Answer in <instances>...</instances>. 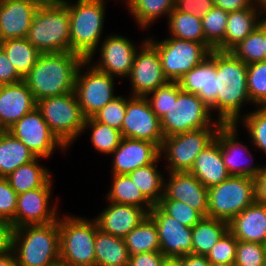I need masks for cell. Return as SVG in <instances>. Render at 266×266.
<instances>
[{
    "instance_id": "8992f818",
    "label": "cell",
    "mask_w": 266,
    "mask_h": 266,
    "mask_svg": "<svg viewBox=\"0 0 266 266\" xmlns=\"http://www.w3.org/2000/svg\"><path fill=\"white\" fill-rule=\"evenodd\" d=\"M59 215L60 260L74 266H95L94 243L98 224L72 214Z\"/></svg>"
},
{
    "instance_id": "4dcf8cb0",
    "label": "cell",
    "mask_w": 266,
    "mask_h": 266,
    "mask_svg": "<svg viewBox=\"0 0 266 266\" xmlns=\"http://www.w3.org/2000/svg\"><path fill=\"white\" fill-rule=\"evenodd\" d=\"M35 158L33 153L11 133H0V177L6 178L19 166Z\"/></svg>"
},
{
    "instance_id": "52a82bcc",
    "label": "cell",
    "mask_w": 266,
    "mask_h": 266,
    "mask_svg": "<svg viewBox=\"0 0 266 266\" xmlns=\"http://www.w3.org/2000/svg\"><path fill=\"white\" fill-rule=\"evenodd\" d=\"M36 108L52 133L67 149L82 136L86 118L82 114L75 92L40 99Z\"/></svg>"
},
{
    "instance_id": "5b68a950",
    "label": "cell",
    "mask_w": 266,
    "mask_h": 266,
    "mask_svg": "<svg viewBox=\"0 0 266 266\" xmlns=\"http://www.w3.org/2000/svg\"><path fill=\"white\" fill-rule=\"evenodd\" d=\"M26 39L40 53L70 52V18L67 6L38 7Z\"/></svg>"
},
{
    "instance_id": "f907efd6",
    "label": "cell",
    "mask_w": 266,
    "mask_h": 266,
    "mask_svg": "<svg viewBox=\"0 0 266 266\" xmlns=\"http://www.w3.org/2000/svg\"><path fill=\"white\" fill-rule=\"evenodd\" d=\"M214 7L213 0H175L174 9L202 18Z\"/></svg>"
},
{
    "instance_id": "8d00e7d4",
    "label": "cell",
    "mask_w": 266,
    "mask_h": 266,
    "mask_svg": "<svg viewBox=\"0 0 266 266\" xmlns=\"http://www.w3.org/2000/svg\"><path fill=\"white\" fill-rule=\"evenodd\" d=\"M124 242L130 256L143 252H160L157 226L149 215L124 237Z\"/></svg>"
},
{
    "instance_id": "9f6ffc18",
    "label": "cell",
    "mask_w": 266,
    "mask_h": 266,
    "mask_svg": "<svg viewBox=\"0 0 266 266\" xmlns=\"http://www.w3.org/2000/svg\"><path fill=\"white\" fill-rule=\"evenodd\" d=\"M256 181V201L266 204V166L255 178Z\"/></svg>"
},
{
    "instance_id": "03108f58",
    "label": "cell",
    "mask_w": 266,
    "mask_h": 266,
    "mask_svg": "<svg viewBox=\"0 0 266 266\" xmlns=\"http://www.w3.org/2000/svg\"><path fill=\"white\" fill-rule=\"evenodd\" d=\"M261 23L266 27V13H261Z\"/></svg>"
},
{
    "instance_id": "ee69618b",
    "label": "cell",
    "mask_w": 266,
    "mask_h": 266,
    "mask_svg": "<svg viewBox=\"0 0 266 266\" xmlns=\"http://www.w3.org/2000/svg\"><path fill=\"white\" fill-rule=\"evenodd\" d=\"M178 82H168L149 93L146 98L149 101L152 111L161 119L172 106L173 99H177L181 92Z\"/></svg>"
},
{
    "instance_id": "b9f144b4",
    "label": "cell",
    "mask_w": 266,
    "mask_h": 266,
    "mask_svg": "<svg viewBox=\"0 0 266 266\" xmlns=\"http://www.w3.org/2000/svg\"><path fill=\"white\" fill-rule=\"evenodd\" d=\"M228 12L218 7H213L202 19L205 43L215 50L225 38Z\"/></svg>"
},
{
    "instance_id": "e7e4bbea",
    "label": "cell",
    "mask_w": 266,
    "mask_h": 266,
    "mask_svg": "<svg viewBox=\"0 0 266 266\" xmlns=\"http://www.w3.org/2000/svg\"><path fill=\"white\" fill-rule=\"evenodd\" d=\"M52 266H74V265H70L68 263H65V262L59 260V261L55 262Z\"/></svg>"
},
{
    "instance_id": "7a4b0ae2",
    "label": "cell",
    "mask_w": 266,
    "mask_h": 266,
    "mask_svg": "<svg viewBox=\"0 0 266 266\" xmlns=\"http://www.w3.org/2000/svg\"><path fill=\"white\" fill-rule=\"evenodd\" d=\"M84 60L74 52L41 53L24 81L36 101L74 92L76 74Z\"/></svg>"
},
{
    "instance_id": "f5cc1de1",
    "label": "cell",
    "mask_w": 266,
    "mask_h": 266,
    "mask_svg": "<svg viewBox=\"0 0 266 266\" xmlns=\"http://www.w3.org/2000/svg\"><path fill=\"white\" fill-rule=\"evenodd\" d=\"M167 257L161 252H143L130 256L128 266H163Z\"/></svg>"
},
{
    "instance_id": "d6986e66",
    "label": "cell",
    "mask_w": 266,
    "mask_h": 266,
    "mask_svg": "<svg viewBox=\"0 0 266 266\" xmlns=\"http://www.w3.org/2000/svg\"><path fill=\"white\" fill-rule=\"evenodd\" d=\"M148 215L157 226L160 252L167 258L192 253V228L182 225L154 205Z\"/></svg>"
},
{
    "instance_id": "603a6c76",
    "label": "cell",
    "mask_w": 266,
    "mask_h": 266,
    "mask_svg": "<svg viewBox=\"0 0 266 266\" xmlns=\"http://www.w3.org/2000/svg\"><path fill=\"white\" fill-rule=\"evenodd\" d=\"M36 107L37 101L24 80L0 85V128L3 131Z\"/></svg>"
},
{
    "instance_id": "db71d44e",
    "label": "cell",
    "mask_w": 266,
    "mask_h": 266,
    "mask_svg": "<svg viewBox=\"0 0 266 266\" xmlns=\"http://www.w3.org/2000/svg\"><path fill=\"white\" fill-rule=\"evenodd\" d=\"M14 230L12 222L0 219V256L12 251Z\"/></svg>"
},
{
    "instance_id": "836d02e7",
    "label": "cell",
    "mask_w": 266,
    "mask_h": 266,
    "mask_svg": "<svg viewBox=\"0 0 266 266\" xmlns=\"http://www.w3.org/2000/svg\"><path fill=\"white\" fill-rule=\"evenodd\" d=\"M229 230V223L203 217L192 227V254L207 255L212 247Z\"/></svg>"
},
{
    "instance_id": "6f0895ef",
    "label": "cell",
    "mask_w": 266,
    "mask_h": 266,
    "mask_svg": "<svg viewBox=\"0 0 266 266\" xmlns=\"http://www.w3.org/2000/svg\"><path fill=\"white\" fill-rule=\"evenodd\" d=\"M183 266H210L209 260L205 255L187 254L182 256Z\"/></svg>"
},
{
    "instance_id": "ab89813d",
    "label": "cell",
    "mask_w": 266,
    "mask_h": 266,
    "mask_svg": "<svg viewBox=\"0 0 266 266\" xmlns=\"http://www.w3.org/2000/svg\"><path fill=\"white\" fill-rule=\"evenodd\" d=\"M230 52L246 65L265 61L264 25L260 22L259 26L234 46Z\"/></svg>"
},
{
    "instance_id": "4fadbf2b",
    "label": "cell",
    "mask_w": 266,
    "mask_h": 266,
    "mask_svg": "<svg viewBox=\"0 0 266 266\" xmlns=\"http://www.w3.org/2000/svg\"><path fill=\"white\" fill-rule=\"evenodd\" d=\"M142 39L144 40L136 46L134 41L121 33H110L102 39L101 44L87 60L97 70L119 78L120 82L122 78L129 77L136 52L147 41V37ZM96 54L99 55L98 58L95 57ZM93 58H97V61Z\"/></svg>"
},
{
    "instance_id": "f546056e",
    "label": "cell",
    "mask_w": 266,
    "mask_h": 266,
    "mask_svg": "<svg viewBox=\"0 0 266 266\" xmlns=\"http://www.w3.org/2000/svg\"><path fill=\"white\" fill-rule=\"evenodd\" d=\"M41 160L43 158L36 157L33 161L19 166L6 177L9 185L18 195L41 188L52 178V171L43 166L39 162Z\"/></svg>"
},
{
    "instance_id": "7bdbcfd3",
    "label": "cell",
    "mask_w": 266,
    "mask_h": 266,
    "mask_svg": "<svg viewBox=\"0 0 266 266\" xmlns=\"http://www.w3.org/2000/svg\"><path fill=\"white\" fill-rule=\"evenodd\" d=\"M247 88L252 106L266 105V61L247 65Z\"/></svg>"
},
{
    "instance_id": "bcb514c9",
    "label": "cell",
    "mask_w": 266,
    "mask_h": 266,
    "mask_svg": "<svg viewBox=\"0 0 266 266\" xmlns=\"http://www.w3.org/2000/svg\"><path fill=\"white\" fill-rule=\"evenodd\" d=\"M235 264L237 266H266V245L238 240Z\"/></svg>"
},
{
    "instance_id": "f35d334b",
    "label": "cell",
    "mask_w": 266,
    "mask_h": 266,
    "mask_svg": "<svg viewBox=\"0 0 266 266\" xmlns=\"http://www.w3.org/2000/svg\"><path fill=\"white\" fill-rule=\"evenodd\" d=\"M166 19L168 36L193 42H205L201 18L173 9Z\"/></svg>"
},
{
    "instance_id": "ac0fdd59",
    "label": "cell",
    "mask_w": 266,
    "mask_h": 266,
    "mask_svg": "<svg viewBox=\"0 0 266 266\" xmlns=\"http://www.w3.org/2000/svg\"><path fill=\"white\" fill-rule=\"evenodd\" d=\"M131 96L146 97L167 84L158 51L146 41L136 52L129 77Z\"/></svg>"
},
{
    "instance_id": "4316f807",
    "label": "cell",
    "mask_w": 266,
    "mask_h": 266,
    "mask_svg": "<svg viewBox=\"0 0 266 266\" xmlns=\"http://www.w3.org/2000/svg\"><path fill=\"white\" fill-rule=\"evenodd\" d=\"M190 173L207 189L220 184L230 176L223 163L220 145L216 140L197 156Z\"/></svg>"
},
{
    "instance_id": "74e56055",
    "label": "cell",
    "mask_w": 266,
    "mask_h": 266,
    "mask_svg": "<svg viewBox=\"0 0 266 266\" xmlns=\"http://www.w3.org/2000/svg\"><path fill=\"white\" fill-rule=\"evenodd\" d=\"M87 130L91 133L90 142L94 150L107 156H111L123 138L120 130L98 122L94 117L85 119L82 134Z\"/></svg>"
},
{
    "instance_id": "816d5d0a",
    "label": "cell",
    "mask_w": 266,
    "mask_h": 266,
    "mask_svg": "<svg viewBox=\"0 0 266 266\" xmlns=\"http://www.w3.org/2000/svg\"><path fill=\"white\" fill-rule=\"evenodd\" d=\"M22 80L24 79L17 73L16 68L0 47V85L13 84Z\"/></svg>"
},
{
    "instance_id": "f1b7e54d",
    "label": "cell",
    "mask_w": 266,
    "mask_h": 266,
    "mask_svg": "<svg viewBox=\"0 0 266 266\" xmlns=\"http://www.w3.org/2000/svg\"><path fill=\"white\" fill-rule=\"evenodd\" d=\"M95 266H128L130 255L124 238L96 231Z\"/></svg>"
},
{
    "instance_id": "6125c7cd",
    "label": "cell",
    "mask_w": 266,
    "mask_h": 266,
    "mask_svg": "<svg viewBox=\"0 0 266 266\" xmlns=\"http://www.w3.org/2000/svg\"><path fill=\"white\" fill-rule=\"evenodd\" d=\"M261 13H266V0H258Z\"/></svg>"
},
{
    "instance_id": "83f0119b",
    "label": "cell",
    "mask_w": 266,
    "mask_h": 266,
    "mask_svg": "<svg viewBox=\"0 0 266 266\" xmlns=\"http://www.w3.org/2000/svg\"><path fill=\"white\" fill-rule=\"evenodd\" d=\"M260 22V8H246L229 12L224 41L215 50L230 51L257 28Z\"/></svg>"
},
{
    "instance_id": "9c48e42d",
    "label": "cell",
    "mask_w": 266,
    "mask_h": 266,
    "mask_svg": "<svg viewBox=\"0 0 266 266\" xmlns=\"http://www.w3.org/2000/svg\"><path fill=\"white\" fill-rule=\"evenodd\" d=\"M147 41L158 51L164 75L170 82H178L212 51L205 42L181 40L172 36L160 41L147 36Z\"/></svg>"
},
{
    "instance_id": "277c9868",
    "label": "cell",
    "mask_w": 266,
    "mask_h": 266,
    "mask_svg": "<svg viewBox=\"0 0 266 266\" xmlns=\"http://www.w3.org/2000/svg\"><path fill=\"white\" fill-rule=\"evenodd\" d=\"M12 251L17 266H52L59 261V217L49 224L15 228Z\"/></svg>"
},
{
    "instance_id": "7402d4cb",
    "label": "cell",
    "mask_w": 266,
    "mask_h": 266,
    "mask_svg": "<svg viewBox=\"0 0 266 266\" xmlns=\"http://www.w3.org/2000/svg\"><path fill=\"white\" fill-rule=\"evenodd\" d=\"M111 155V174H128L139 167L154 163L160 157V148L146 140L122 138Z\"/></svg>"
},
{
    "instance_id": "5bb4252c",
    "label": "cell",
    "mask_w": 266,
    "mask_h": 266,
    "mask_svg": "<svg viewBox=\"0 0 266 266\" xmlns=\"http://www.w3.org/2000/svg\"><path fill=\"white\" fill-rule=\"evenodd\" d=\"M7 131L21 141L35 157L49 160L56 150L62 153L68 151L52 133L37 108L25 114Z\"/></svg>"
},
{
    "instance_id": "d4e9b609",
    "label": "cell",
    "mask_w": 266,
    "mask_h": 266,
    "mask_svg": "<svg viewBox=\"0 0 266 266\" xmlns=\"http://www.w3.org/2000/svg\"><path fill=\"white\" fill-rule=\"evenodd\" d=\"M37 7L23 0H0V42L26 38Z\"/></svg>"
},
{
    "instance_id": "680465c9",
    "label": "cell",
    "mask_w": 266,
    "mask_h": 266,
    "mask_svg": "<svg viewBox=\"0 0 266 266\" xmlns=\"http://www.w3.org/2000/svg\"><path fill=\"white\" fill-rule=\"evenodd\" d=\"M0 266H17L13 251L0 256Z\"/></svg>"
},
{
    "instance_id": "d590c367",
    "label": "cell",
    "mask_w": 266,
    "mask_h": 266,
    "mask_svg": "<svg viewBox=\"0 0 266 266\" xmlns=\"http://www.w3.org/2000/svg\"><path fill=\"white\" fill-rule=\"evenodd\" d=\"M0 47L23 79L37 63L41 54L26 38L1 41Z\"/></svg>"
},
{
    "instance_id": "e0dca14e",
    "label": "cell",
    "mask_w": 266,
    "mask_h": 266,
    "mask_svg": "<svg viewBox=\"0 0 266 266\" xmlns=\"http://www.w3.org/2000/svg\"><path fill=\"white\" fill-rule=\"evenodd\" d=\"M128 96L121 128L122 137L146 140L160 148L164 139L161 121L152 111L149 101L142 96Z\"/></svg>"
},
{
    "instance_id": "1f68e13d",
    "label": "cell",
    "mask_w": 266,
    "mask_h": 266,
    "mask_svg": "<svg viewBox=\"0 0 266 266\" xmlns=\"http://www.w3.org/2000/svg\"><path fill=\"white\" fill-rule=\"evenodd\" d=\"M111 175V187L105 195L107 202L138 206L147 213L151 211L154 205L142 194L128 174Z\"/></svg>"
},
{
    "instance_id": "ba28073f",
    "label": "cell",
    "mask_w": 266,
    "mask_h": 266,
    "mask_svg": "<svg viewBox=\"0 0 266 266\" xmlns=\"http://www.w3.org/2000/svg\"><path fill=\"white\" fill-rule=\"evenodd\" d=\"M256 201V181L245 176H229L208 189L207 216L229 223Z\"/></svg>"
},
{
    "instance_id": "8fae6325",
    "label": "cell",
    "mask_w": 266,
    "mask_h": 266,
    "mask_svg": "<svg viewBox=\"0 0 266 266\" xmlns=\"http://www.w3.org/2000/svg\"><path fill=\"white\" fill-rule=\"evenodd\" d=\"M219 128H201L164 137L160 157L166 172H190L197 156L215 140Z\"/></svg>"
},
{
    "instance_id": "e575fe53",
    "label": "cell",
    "mask_w": 266,
    "mask_h": 266,
    "mask_svg": "<svg viewBox=\"0 0 266 266\" xmlns=\"http://www.w3.org/2000/svg\"><path fill=\"white\" fill-rule=\"evenodd\" d=\"M160 160L162 162L161 157L152 164L139 167L128 173L133 183L153 205H156L164 195L165 175L158 169Z\"/></svg>"
},
{
    "instance_id": "7c38bea8",
    "label": "cell",
    "mask_w": 266,
    "mask_h": 266,
    "mask_svg": "<svg viewBox=\"0 0 266 266\" xmlns=\"http://www.w3.org/2000/svg\"><path fill=\"white\" fill-rule=\"evenodd\" d=\"M116 80L84 60L76 74L74 92L85 118L93 117L118 96L115 93Z\"/></svg>"
},
{
    "instance_id": "be15d7a7",
    "label": "cell",
    "mask_w": 266,
    "mask_h": 266,
    "mask_svg": "<svg viewBox=\"0 0 266 266\" xmlns=\"http://www.w3.org/2000/svg\"><path fill=\"white\" fill-rule=\"evenodd\" d=\"M210 266H237L235 263L224 264V263H210Z\"/></svg>"
},
{
    "instance_id": "11a10c76",
    "label": "cell",
    "mask_w": 266,
    "mask_h": 266,
    "mask_svg": "<svg viewBox=\"0 0 266 266\" xmlns=\"http://www.w3.org/2000/svg\"><path fill=\"white\" fill-rule=\"evenodd\" d=\"M214 6L225 12H233L246 8H260L258 0H213Z\"/></svg>"
},
{
    "instance_id": "2e32d148",
    "label": "cell",
    "mask_w": 266,
    "mask_h": 266,
    "mask_svg": "<svg viewBox=\"0 0 266 266\" xmlns=\"http://www.w3.org/2000/svg\"><path fill=\"white\" fill-rule=\"evenodd\" d=\"M239 127L236 124H222L215 140L219 143L221 156L230 176H245L256 178L266 166V163L256 164L252 156L253 149L239 140ZM250 150V151H249ZM248 158H250L248 160Z\"/></svg>"
},
{
    "instance_id": "681fc988",
    "label": "cell",
    "mask_w": 266,
    "mask_h": 266,
    "mask_svg": "<svg viewBox=\"0 0 266 266\" xmlns=\"http://www.w3.org/2000/svg\"><path fill=\"white\" fill-rule=\"evenodd\" d=\"M18 194L6 178L0 177V219L12 221L15 217Z\"/></svg>"
},
{
    "instance_id": "91938a15",
    "label": "cell",
    "mask_w": 266,
    "mask_h": 266,
    "mask_svg": "<svg viewBox=\"0 0 266 266\" xmlns=\"http://www.w3.org/2000/svg\"><path fill=\"white\" fill-rule=\"evenodd\" d=\"M23 1L32 3L38 8V7H45V6L53 5L60 0H23Z\"/></svg>"
},
{
    "instance_id": "3957f363",
    "label": "cell",
    "mask_w": 266,
    "mask_h": 266,
    "mask_svg": "<svg viewBox=\"0 0 266 266\" xmlns=\"http://www.w3.org/2000/svg\"><path fill=\"white\" fill-rule=\"evenodd\" d=\"M70 18V52L87 60L98 48L105 31L107 0H61Z\"/></svg>"
},
{
    "instance_id": "94428289",
    "label": "cell",
    "mask_w": 266,
    "mask_h": 266,
    "mask_svg": "<svg viewBox=\"0 0 266 266\" xmlns=\"http://www.w3.org/2000/svg\"><path fill=\"white\" fill-rule=\"evenodd\" d=\"M163 266H183L182 256L166 258Z\"/></svg>"
},
{
    "instance_id": "30bf717a",
    "label": "cell",
    "mask_w": 266,
    "mask_h": 266,
    "mask_svg": "<svg viewBox=\"0 0 266 266\" xmlns=\"http://www.w3.org/2000/svg\"><path fill=\"white\" fill-rule=\"evenodd\" d=\"M210 108L193 93L181 91L172 106L160 119L164 137L201 128H220L222 125Z\"/></svg>"
},
{
    "instance_id": "ffe728a7",
    "label": "cell",
    "mask_w": 266,
    "mask_h": 266,
    "mask_svg": "<svg viewBox=\"0 0 266 266\" xmlns=\"http://www.w3.org/2000/svg\"><path fill=\"white\" fill-rule=\"evenodd\" d=\"M167 173L164 176V195L161 199L184 202L203 217L207 216L208 189L190 172Z\"/></svg>"
},
{
    "instance_id": "d6a6232c",
    "label": "cell",
    "mask_w": 266,
    "mask_h": 266,
    "mask_svg": "<svg viewBox=\"0 0 266 266\" xmlns=\"http://www.w3.org/2000/svg\"><path fill=\"white\" fill-rule=\"evenodd\" d=\"M175 0H126V10L142 30L151 28L158 19L167 17L174 9ZM151 25V27H150Z\"/></svg>"
},
{
    "instance_id": "484cf974",
    "label": "cell",
    "mask_w": 266,
    "mask_h": 266,
    "mask_svg": "<svg viewBox=\"0 0 266 266\" xmlns=\"http://www.w3.org/2000/svg\"><path fill=\"white\" fill-rule=\"evenodd\" d=\"M229 231L237 240L266 245V204L249 205L229 222Z\"/></svg>"
},
{
    "instance_id": "cb8c5ba5",
    "label": "cell",
    "mask_w": 266,
    "mask_h": 266,
    "mask_svg": "<svg viewBox=\"0 0 266 266\" xmlns=\"http://www.w3.org/2000/svg\"><path fill=\"white\" fill-rule=\"evenodd\" d=\"M107 203L108 206L95 216V220L102 232L116 237L124 238L148 215L138 206Z\"/></svg>"
},
{
    "instance_id": "f6af8a7d",
    "label": "cell",
    "mask_w": 266,
    "mask_h": 266,
    "mask_svg": "<svg viewBox=\"0 0 266 266\" xmlns=\"http://www.w3.org/2000/svg\"><path fill=\"white\" fill-rule=\"evenodd\" d=\"M165 214L176 219L182 225L192 228L203 216L188 204L171 199H161L156 204Z\"/></svg>"
},
{
    "instance_id": "60d3db41",
    "label": "cell",
    "mask_w": 266,
    "mask_h": 266,
    "mask_svg": "<svg viewBox=\"0 0 266 266\" xmlns=\"http://www.w3.org/2000/svg\"><path fill=\"white\" fill-rule=\"evenodd\" d=\"M236 123L238 127H245L249 142L261 153L266 155V107H255ZM266 157V156H265Z\"/></svg>"
},
{
    "instance_id": "7dc6e473",
    "label": "cell",
    "mask_w": 266,
    "mask_h": 266,
    "mask_svg": "<svg viewBox=\"0 0 266 266\" xmlns=\"http://www.w3.org/2000/svg\"><path fill=\"white\" fill-rule=\"evenodd\" d=\"M127 96H116L111 102L106 104L93 117L103 124L114 127L121 131L123 119L126 114Z\"/></svg>"
},
{
    "instance_id": "9a60e30c",
    "label": "cell",
    "mask_w": 266,
    "mask_h": 266,
    "mask_svg": "<svg viewBox=\"0 0 266 266\" xmlns=\"http://www.w3.org/2000/svg\"><path fill=\"white\" fill-rule=\"evenodd\" d=\"M53 181L51 178L43 187L18 195L15 217L11 221L14 228L49 224L58 219L60 215L58 197L56 201L51 199Z\"/></svg>"
},
{
    "instance_id": "6da1fadb",
    "label": "cell",
    "mask_w": 266,
    "mask_h": 266,
    "mask_svg": "<svg viewBox=\"0 0 266 266\" xmlns=\"http://www.w3.org/2000/svg\"><path fill=\"white\" fill-rule=\"evenodd\" d=\"M216 117L222 124H236L252 105L247 88V65L230 51L216 50ZM244 106V107H243Z\"/></svg>"
},
{
    "instance_id": "003e7915",
    "label": "cell",
    "mask_w": 266,
    "mask_h": 266,
    "mask_svg": "<svg viewBox=\"0 0 266 266\" xmlns=\"http://www.w3.org/2000/svg\"><path fill=\"white\" fill-rule=\"evenodd\" d=\"M264 46H265V61H266V27L264 26Z\"/></svg>"
},
{
    "instance_id": "c3c4849f",
    "label": "cell",
    "mask_w": 266,
    "mask_h": 266,
    "mask_svg": "<svg viewBox=\"0 0 266 266\" xmlns=\"http://www.w3.org/2000/svg\"><path fill=\"white\" fill-rule=\"evenodd\" d=\"M238 240L228 230L206 255L210 263H235Z\"/></svg>"
},
{
    "instance_id": "44dd1931",
    "label": "cell",
    "mask_w": 266,
    "mask_h": 266,
    "mask_svg": "<svg viewBox=\"0 0 266 266\" xmlns=\"http://www.w3.org/2000/svg\"><path fill=\"white\" fill-rule=\"evenodd\" d=\"M181 90L196 94L205 103L216 118L217 77L216 50L200 64L192 68L178 81ZM214 112V113H213Z\"/></svg>"
}]
</instances>
